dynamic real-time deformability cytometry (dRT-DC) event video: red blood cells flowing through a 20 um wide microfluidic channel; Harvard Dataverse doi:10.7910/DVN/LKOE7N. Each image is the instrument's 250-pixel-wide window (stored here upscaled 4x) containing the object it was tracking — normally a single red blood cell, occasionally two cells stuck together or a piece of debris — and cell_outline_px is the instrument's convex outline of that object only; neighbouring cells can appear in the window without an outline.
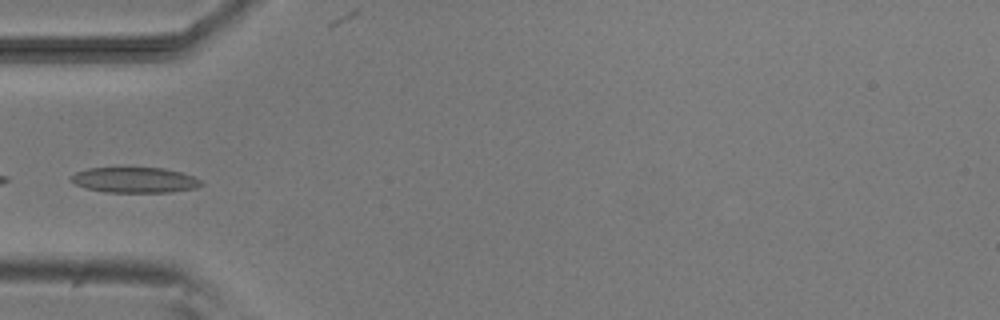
{"species": "common noctule bat (a hibernating species)", "species_latin": "Nyctalus noctula", "temperature_condition": "room temperature", "stored_images_in_passage": 5, "camera_frame_rate_fps": 3000, "um_per_image_px": 0.085, "animal": {"sex": "male", "body_mass_g": 20.5, "forearm_length_mm": 52.5}, "frame": {"image": 1, "passage_image": 4, "time_ms": 4.333, "image_size_px": [1000, 320], "cell_outline_px": [[204, 184], [196, 188], [172, 192], [104, 192], [88, 188], [76, 184], [68, 176], [76, 172], [88, 168], [164, 168], [180, 172], [192, 176], [200, 180]], "centroid_in_image_um": [11.46, 15.3], "position_along_channel_um": 73.5, "area_um2": 19.19}}
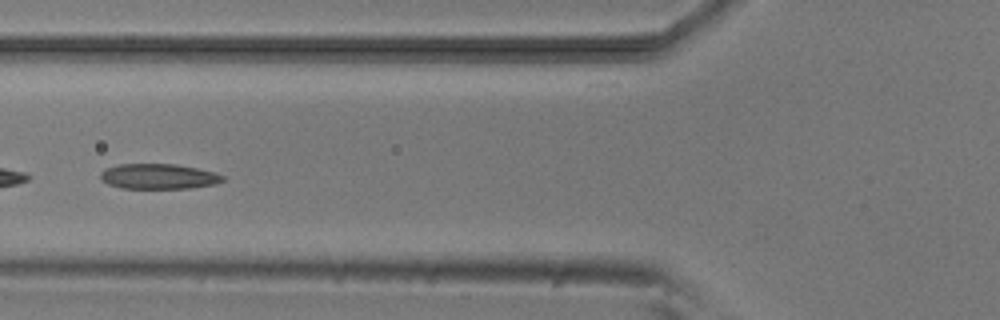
{"frame": {"image": 2, "passage_image": 5, "time_ms": 5.333, "image_size_px": [1000, 320], "cell_outline_px": [[224, 180], [216, 184], [192, 188], [120, 188], [108, 184], [100, 180], [100, 172], [104, 168], [120, 164], [176, 164], [216, 172], [224, 176]], "centroid_in_image_um": [13.46, 14.99], "position_along_channel_um": 112.3, "area_um2": 18.15}}